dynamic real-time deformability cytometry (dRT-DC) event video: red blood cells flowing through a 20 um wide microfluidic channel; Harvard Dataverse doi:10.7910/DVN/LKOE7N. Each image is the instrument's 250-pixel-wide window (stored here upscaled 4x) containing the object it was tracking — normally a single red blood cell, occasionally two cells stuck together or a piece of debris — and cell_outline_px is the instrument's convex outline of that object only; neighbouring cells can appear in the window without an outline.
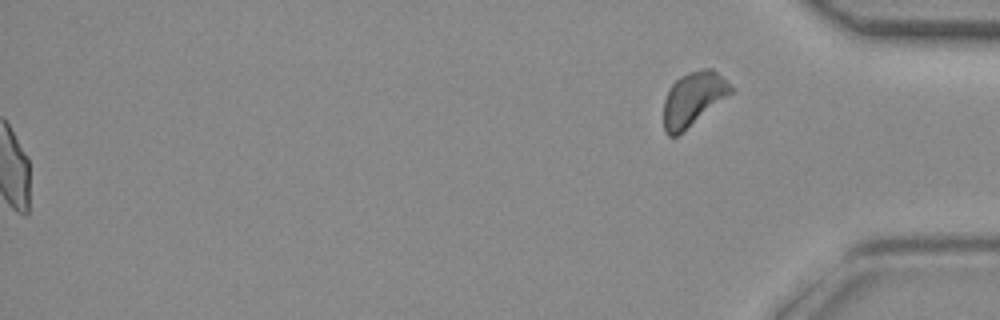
{"species": "common noctule bat (a hibernating species)", "species_latin": "Nyctalus noctula", "temperature_condition": "room temperature", "stored_images_in_passage": 44, "segment_of_instrument_passage": [2, 2], "camera_frame_rate_fps": 3000, "um_per_image_px": 0.085, "animal": {"sex": "female", "body_mass_g": 29.2, "forearm_length_mm": 56.3}, "frame": {"image": 1, "passage_image": 44, "time_ms": 14.333, "image_size_px": [1000, 320], "cell_outline_px": [[732, 92], [676, 136], [668, 136], [664, 132], [664, 100], [672, 84], [680, 76], [688, 72], [700, 68], [712, 68], [732, 88]], "centroid_in_image_um": [58.87, 8.38], "position_along_channel_um": 376.3, "area_um2": 20.4}}